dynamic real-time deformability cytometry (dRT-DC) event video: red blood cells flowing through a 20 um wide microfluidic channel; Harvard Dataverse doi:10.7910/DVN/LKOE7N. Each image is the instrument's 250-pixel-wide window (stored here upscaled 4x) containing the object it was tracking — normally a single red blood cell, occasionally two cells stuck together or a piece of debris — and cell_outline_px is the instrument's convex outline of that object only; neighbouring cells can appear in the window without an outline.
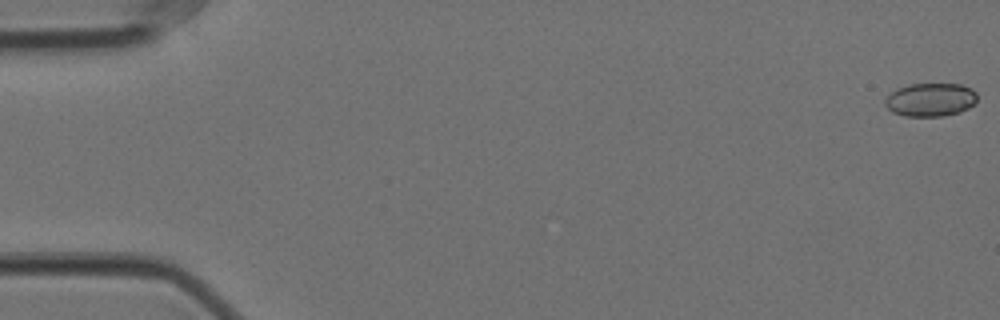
{"species": "Egyptian fruit bat (a non-hibernating species)", "species_latin": "Rousettus aegyptiacus", "temperature_condition": "cold", "stored_images_in_passage": 58, "camera_frame_rate_fps": 3000, "um_per_image_px": 0.085, "animal": {"sex": "female"}, "frame": {"image": 1, "passage_image": 1, "time_ms": 0.0, "image_size_px": [1000, 320], "cell_outline_px": [[976, 100], [968, 108], [960, 112], [944, 116], [904, 116], [892, 112], [884, 104], [884, 100], [896, 88], [908, 84], [960, 84], [972, 88], [976, 92]], "centroid_in_image_um": [79.07, 8.47], "position_along_channel_um": 5.9, "area_um2": 17.98}}
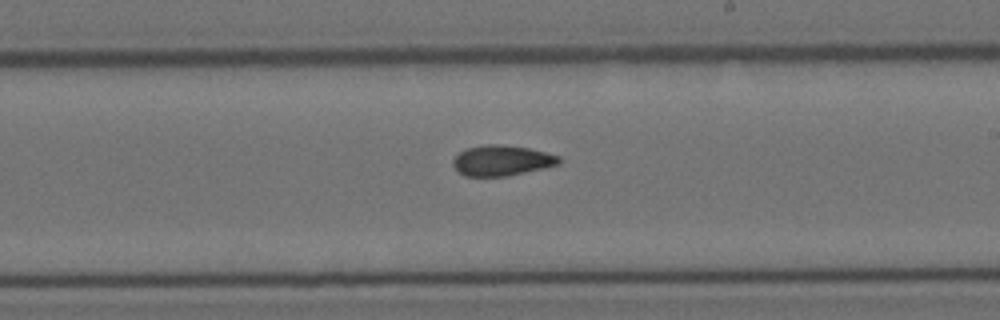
{"frame": {"image": 2, "passage_image": 34, "time_ms": 11.0, "image_size_px": [1000, 320], "cell_outline_px": [[560, 164], [544, 168], [508, 176], [464, 176], [452, 164], [452, 160], [460, 152], [468, 148], [488, 144], [500, 144], [528, 148], [560, 156]], "centroid_in_image_um": [42.66, 13.65], "position_along_channel_um": 246.3, "area_um2": 18.67}}
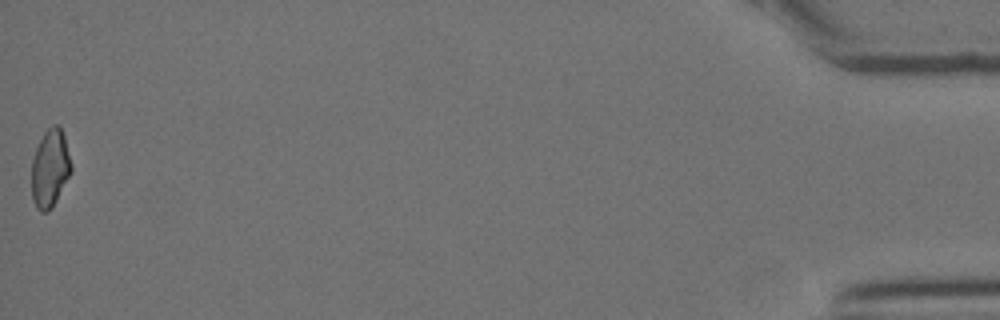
{"frame": {"image": 3, "passage_image": 58, "time_ms": 19.0, "image_size_px": [1000, 320], "cell_outline_px": [[72, 172], [52, 208], [48, 212], [40, 212], [36, 208], [32, 200], [32, 160], [36, 148], [44, 132], [52, 124], [60, 124], [64, 136], [72, 164]], "centroid_in_image_um": [4.26, 14.32], "position_along_channel_um": 430.9, "area_um2": 18.21}, "authors_computed_cell_mechanics": {"area_um2": 18.496, "velocity_mm_per_s": 3.5395, "shape_relaxation_time_tau1_ms": null, "shape_relaxation_time_tau2_ms": 4.7597, "deformation_change_tau1": null, "deformation_change_tau2": 0.1166}}